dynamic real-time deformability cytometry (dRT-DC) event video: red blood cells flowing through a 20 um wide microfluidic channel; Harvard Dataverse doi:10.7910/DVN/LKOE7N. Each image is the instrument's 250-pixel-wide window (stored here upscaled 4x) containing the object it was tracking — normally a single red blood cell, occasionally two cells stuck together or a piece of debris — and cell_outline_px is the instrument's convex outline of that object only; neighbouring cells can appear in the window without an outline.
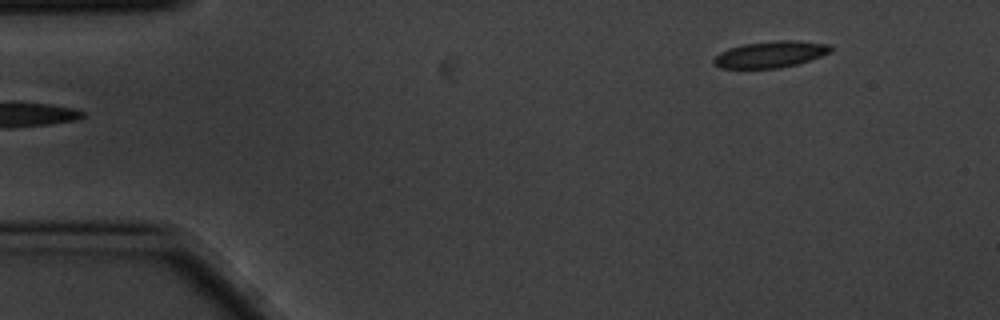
{"species": "common noctule bat (a hibernating species)", "species_latin": "Nyctalus noctula", "temperature_condition": "cold", "stored_images_in_passage": 2, "camera_frame_rate_fps": 3000, "um_per_image_px": 0.085, "animal": {"sex": "male", "body_mass_g": 20.1, "forearm_length_mm": 53.5}, "frame": {"image": 1, "passage_image": 2, "time_ms": 0.333, "image_size_px": [1000, 320], "cell_outline_px": [[832, 52], [796, 64], [776, 68], [720, 68], [712, 64], [712, 60], [720, 52], [728, 48], [744, 44], [780, 40], [796, 40], [832, 44]], "centroid_in_image_um": [65.49, 4.61], "position_along_channel_um": 19.5, "area_um2": 18.03}}